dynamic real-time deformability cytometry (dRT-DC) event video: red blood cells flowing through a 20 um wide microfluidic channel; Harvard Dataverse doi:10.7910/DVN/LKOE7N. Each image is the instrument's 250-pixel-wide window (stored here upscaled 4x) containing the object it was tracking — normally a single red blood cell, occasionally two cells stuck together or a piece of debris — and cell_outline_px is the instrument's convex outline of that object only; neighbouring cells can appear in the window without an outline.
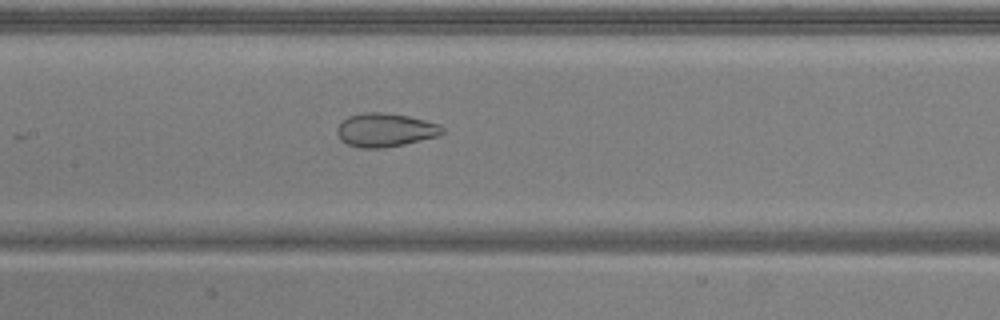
{"species": "common noctule bat (a hibernating species)", "species_latin": "Nyctalus noctula", "temperature_condition": "warm", "stored_images_in_passage": 52, "camera_frame_rate_fps": 3000, "um_per_image_px": 0.085, "animal": {"sex": "male", "body_mass_g": 20.5, "forearm_length_mm": 52.5}, "frame": {"image": 1, "passage_image": 24, "time_ms": 7.667, "image_size_px": [1000, 320], "cell_outline_px": [[444, 132], [436, 136], [404, 144], [384, 148], [360, 148], [348, 144], [340, 140], [336, 132], [336, 128], [348, 116], [364, 112], [388, 112], [408, 116], [440, 124], [444, 128]], "centroid_in_image_um": [32.72, 11.04], "position_along_channel_um": 174.7, "area_um2": 20.63}}
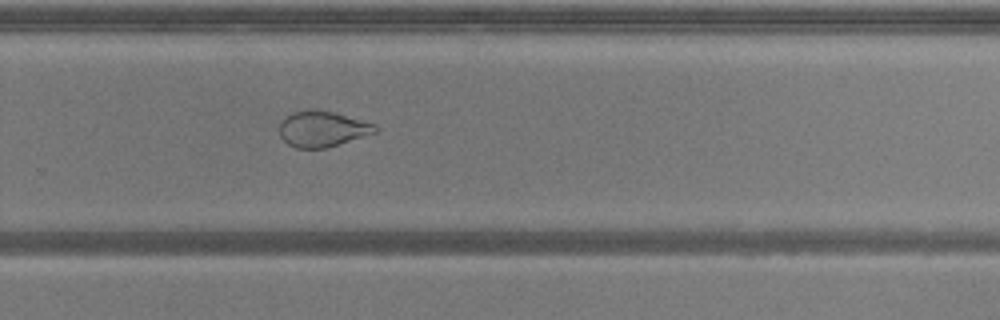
{"frame": {"image": 2, "passage_image": 34, "time_ms": 11.0, "image_size_px": [1000, 320], "cell_outline_px": [[376, 132], [324, 148], [296, 148], [288, 144], [280, 136], [280, 120], [292, 112], [308, 108], [312, 108], [332, 112], [376, 124]], "centroid_in_image_um": [27.34, 10.94], "position_along_channel_um": 302.5, "area_um2": 19.77}}
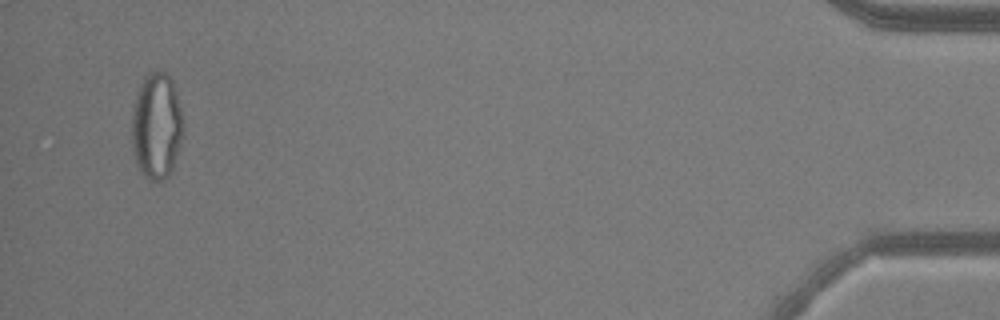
{"frame": {"image": 3, "passage_image": 50, "time_ms": 16.333, "image_size_px": [1000, 320], "cell_outline_px": [[184, 132], [172, 168], [168, 176], [160, 180], [148, 180], [140, 172], [132, 148], [132, 112], [136, 96], [140, 84], [144, 76], [148, 72], [156, 68], [164, 72], [172, 80], [176, 92], [184, 120]], "centroid_in_image_um": [13.31, 10.67], "position_along_channel_um": 421.9, "area_um2": 32.14}, "authors_computed_cell_mechanics": {"area_um2": 27.6284, "velocity_mm_per_s": 3.8526, "shape_relaxation_time_tau1_ms": null, "shape_relaxation_time_tau2_ms": 1.5977, "deformation_change_tau1": null, "deformation_change_tau2": 0.0746}}